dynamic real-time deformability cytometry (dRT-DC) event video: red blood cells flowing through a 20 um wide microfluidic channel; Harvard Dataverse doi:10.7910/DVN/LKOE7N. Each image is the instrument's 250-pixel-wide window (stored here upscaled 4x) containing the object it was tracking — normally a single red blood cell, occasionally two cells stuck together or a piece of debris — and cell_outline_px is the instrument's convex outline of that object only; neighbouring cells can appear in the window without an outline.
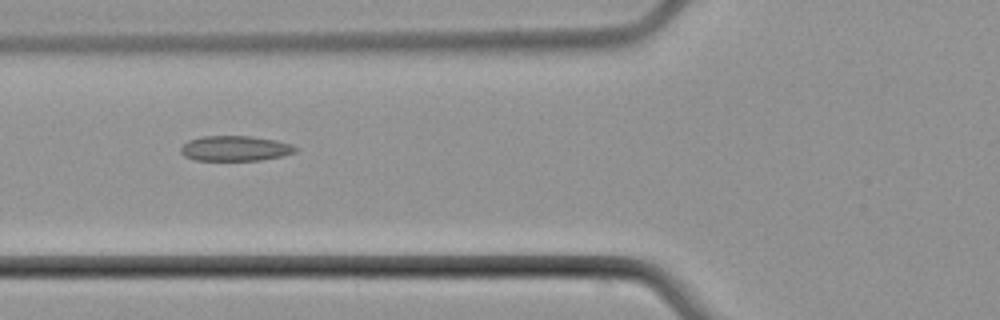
{"species": "common noctule bat (a hibernating species)", "species_latin": "Nyctalus noctula", "temperature_condition": "cold", "stored_images_in_passage": 2, "camera_frame_rate_fps": 3000, "um_per_image_px": 0.085, "animal": {"sex": "male", "body_mass_g": 21.5, "forearm_length_mm": 52.0}, "frame": {"image": 1, "passage_image": 2, "time_ms": 1.333, "image_size_px": [1000, 320], "cell_outline_px": [[296, 152], [284, 156], [260, 160], [196, 160], [184, 156], [180, 152], [180, 148], [188, 140], [200, 136], [252, 136], [276, 140], [292, 144], [296, 148]], "centroid_in_image_um": [19.99, 12.61], "position_along_channel_um": 105.8, "area_um2": 16.94}}